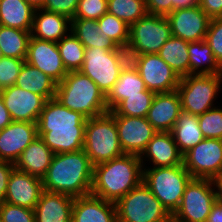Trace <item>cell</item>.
<instances>
[{
    "instance_id": "obj_48",
    "label": "cell",
    "mask_w": 222,
    "mask_h": 222,
    "mask_svg": "<svg viewBox=\"0 0 222 222\" xmlns=\"http://www.w3.org/2000/svg\"><path fill=\"white\" fill-rule=\"evenodd\" d=\"M207 222H222V203L216 201L212 206Z\"/></svg>"
},
{
    "instance_id": "obj_19",
    "label": "cell",
    "mask_w": 222,
    "mask_h": 222,
    "mask_svg": "<svg viewBox=\"0 0 222 222\" xmlns=\"http://www.w3.org/2000/svg\"><path fill=\"white\" fill-rule=\"evenodd\" d=\"M140 161L142 167H145L146 161H149L150 165L152 163V168L173 167L183 164V154L179 151L171 132L159 131L148 142L140 155Z\"/></svg>"
},
{
    "instance_id": "obj_32",
    "label": "cell",
    "mask_w": 222,
    "mask_h": 222,
    "mask_svg": "<svg viewBox=\"0 0 222 222\" xmlns=\"http://www.w3.org/2000/svg\"><path fill=\"white\" fill-rule=\"evenodd\" d=\"M71 33H73L85 48L96 47L109 51L118 48L110 39H105V36H101L96 20L72 19Z\"/></svg>"
},
{
    "instance_id": "obj_30",
    "label": "cell",
    "mask_w": 222,
    "mask_h": 222,
    "mask_svg": "<svg viewBox=\"0 0 222 222\" xmlns=\"http://www.w3.org/2000/svg\"><path fill=\"white\" fill-rule=\"evenodd\" d=\"M171 133L182 154H185L204 139L198 116L184 111L181 112L176 120Z\"/></svg>"
},
{
    "instance_id": "obj_47",
    "label": "cell",
    "mask_w": 222,
    "mask_h": 222,
    "mask_svg": "<svg viewBox=\"0 0 222 222\" xmlns=\"http://www.w3.org/2000/svg\"><path fill=\"white\" fill-rule=\"evenodd\" d=\"M199 6L210 19L222 17V0H200Z\"/></svg>"
},
{
    "instance_id": "obj_25",
    "label": "cell",
    "mask_w": 222,
    "mask_h": 222,
    "mask_svg": "<svg viewBox=\"0 0 222 222\" xmlns=\"http://www.w3.org/2000/svg\"><path fill=\"white\" fill-rule=\"evenodd\" d=\"M54 152L37 136L14 163L17 170L42 179L50 166Z\"/></svg>"
},
{
    "instance_id": "obj_54",
    "label": "cell",
    "mask_w": 222,
    "mask_h": 222,
    "mask_svg": "<svg viewBox=\"0 0 222 222\" xmlns=\"http://www.w3.org/2000/svg\"><path fill=\"white\" fill-rule=\"evenodd\" d=\"M4 56H3V53H2V51L0 50V60L3 58Z\"/></svg>"
},
{
    "instance_id": "obj_26",
    "label": "cell",
    "mask_w": 222,
    "mask_h": 222,
    "mask_svg": "<svg viewBox=\"0 0 222 222\" xmlns=\"http://www.w3.org/2000/svg\"><path fill=\"white\" fill-rule=\"evenodd\" d=\"M87 118L63 106L56 98L47 100L37 121V128L86 126Z\"/></svg>"
},
{
    "instance_id": "obj_28",
    "label": "cell",
    "mask_w": 222,
    "mask_h": 222,
    "mask_svg": "<svg viewBox=\"0 0 222 222\" xmlns=\"http://www.w3.org/2000/svg\"><path fill=\"white\" fill-rule=\"evenodd\" d=\"M35 10L26 0H0V25L31 32Z\"/></svg>"
},
{
    "instance_id": "obj_17",
    "label": "cell",
    "mask_w": 222,
    "mask_h": 222,
    "mask_svg": "<svg viewBox=\"0 0 222 222\" xmlns=\"http://www.w3.org/2000/svg\"><path fill=\"white\" fill-rule=\"evenodd\" d=\"M37 136V123L12 121L0 130V160L15 163Z\"/></svg>"
},
{
    "instance_id": "obj_42",
    "label": "cell",
    "mask_w": 222,
    "mask_h": 222,
    "mask_svg": "<svg viewBox=\"0 0 222 222\" xmlns=\"http://www.w3.org/2000/svg\"><path fill=\"white\" fill-rule=\"evenodd\" d=\"M25 60L3 57L0 60V86L3 88L15 85Z\"/></svg>"
},
{
    "instance_id": "obj_8",
    "label": "cell",
    "mask_w": 222,
    "mask_h": 222,
    "mask_svg": "<svg viewBox=\"0 0 222 222\" xmlns=\"http://www.w3.org/2000/svg\"><path fill=\"white\" fill-rule=\"evenodd\" d=\"M221 85L222 74L181 77L177 91L182 111L198 116L216 107L213 103L221 91Z\"/></svg>"
},
{
    "instance_id": "obj_33",
    "label": "cell",
    "mask_w": 222,
    "mask_h": 222,
    "mask_svg": "<svg viewBox=\"0 0 222 222\" xmlns=\"http://www.w3.org/2000/svg\"><path fill=\"white\" fill-rule=\"evenodd\" d=\"M189 42L181 38L171 36L160 48L158 55L181 78L189 75Z\"/></svg>"
},
{
    "instance_id": "obj_40",
    "label": "cell",
    "mask_w": 222,
    "mask_h": 222,
    "mask_svg": "<svg viewBox=\"0 0 222 222\" xmlns=\"http://www.w3.org/2000/svg\"><path fill=\"white\" fill-rule=\"evenodd\" d=\"M108 12V0H79L73 19L98 20Z\"/></svg>"
},
{
    "instance_id": "obj_7",
    "label": "cell",
    "mask_w": 222,
    "mask_h": 222,
    "mask_svg": "<svg viewBox=\"0 0 222 222\" xmlns=\"http://www.w3.org/2000/svg\"><path fill=\"white\" fill-rule=\"evenodd\" d=\"M115 206L118 222H166L171 217L143 181Z\"/></svg>"
},
{
    "instance_id": "obj_43",
    "label": "cell",
    "mask_w": 222,
    "mask_h": 222,
    "mask_svg": "<svg viewBox=\"0 0 222 222\" xmlns=\"http://www.w3.org/2000/svg\"><path fill=\"white\" fill-rule=\"evenodd\" d=\"M205 41L212 49L215 60L222 67V17L211 19Z\"/></svg>"
},
{
    "instance_id": "obj_46",
    "label": "cell",
    "mask_w": 222,
    "mask_h": 222,
    "mask_svg": "<svg viewBox=\"0 0 222 222\" xmlns=\"http://www.w3.org/2000/svg\"><path fill=\"white\" fill-rule=\"evenodd\" d=\"M14 168V163L0 160V203L5 200L9 176Z\"/></svg>"
},
{
    "instance_id": "obj_12",
    "label": "cell",
    "mask_w": 222,
    "mask_h": 222,
    "mask_svg": "<svg viewBox=\"0 0 222 222\" xmlns=\"http://www.w3.org/2000/svg\"><path fill=\"white\" fill-rule=\"evenodd\" d=\"M183 165L193 178L211 180L222 171V140L204 138L183 154Z\"/></svg>"
},
{
    "instance_id": "obj_35",
    "label": "cell",
    "mask_w": 222,
    "mask_h": 222,
    "mask_svg": "<svg viewBox=\"0 0 222 222\" xmlns=\"http://www.w3.org/2000/svg\"><path fill=\"white\" fill-rule=\"evenodd\" d=\"M101 36L110 39L117 47L126 50L129 43L130 26L116 16L104 14L97 20Z\"/></svg>"
},
{
    "instance_id": "obj_18",
    "label": "cell",
    "mask_w": 222,
    "mask_h": 222,
    "mask_svg": "<svg viewBox=\"0 0 222 222\" xmlns=\"http://www.w3.org/2000/svg\"><path fill=\"white\" fill-rule=\"evenodd\" d=\"M42 192V179L14 168L9 176L4 202L34 209Z\"/></svg>"
},
{
    "instance_id": "obj_41",
    "label": "cell",
    "mask_w": 222,
    "mask_h": 222,
    "mask_svg": "<svg viewBox=\"0 0 222 222\" xmlns=\"http://www.w3.org/2000/svg\"><path fill=\"white\" fill-rule=\"evenodd\" d=\"M0 220L2 222H35L33 209L9 204L0 203Z\"/></svg>"
},
{
    "instance_id": "obj_20",
    "label": "cell",
    "mask_w": 222,
    "mask_h": 222,
    "mask_svg": "<svg viewBox=\"0 0 222 222\" xmlns=\"http://www.w3.org/2000/svg\"><path fill=\"white\" fill-rule=\"evenodd\" d=\"M181 112V99L177 90L156 93L146 118L158 132H171Z\"/></svg>"
},
{
    "instance_id": "obj_49",
    "label": "cell",
    "mask_w": 222,
    "mask_h": 222,
    "mask_svg": "<svg viewBox=\"0 0 222 222\" xmlns=\"http://www.w3.org/2000/svg\"><path fill=\"white\" fill-rule=\"evenodd\" d=\"M12 122L9 111L4 105V102L0 96V130L4 129Z\"/></svg>"
},
{
    "instance_id": "obj_11",
    "label": "cell",
    "mask_w": 222,
    "mask_h": 222,
    "mask_svg": "<svg viewBox=\"0 0 222 222\" xmlns=\"http://www.w3.org/2000/svg\"><path fill=\"white\" fill-rule=\"evenodd\" d=\"M129 61L138 70L147 90L155 94L177 90L181 78L158 54L129 56Z\"/></svg>"
},
{
    "instance_id": "obj_55",
    "label": "cell",
    "mask_w": 222,
    "mask_h": 222,
    "mask_svg": "<svg viewBox=\"0 0 222 222\" xmlns=\"http://www.w3.org/2000/svg\"><path fill=\"white\" fill-rule=\"evenodd\" d=\"M1 93H2V87L0 86V96H1Z\"/></svg>"
},
{
    "instance_id": "obj_1",
    "label": "cell",
    "mask_w": 222,
    "mask_h": 222,
    "mask_svg": "<svg viewBox=\"0 0 222 222\" xmlns=\"http://www.w3.org/2000/svg\"><path fill=\"white\" fill-rule=\"evenodd\" d=\"M94 165L84 150L54 154L45 176L43 190L73 198L91 193Z\"/></svg>"
},
{
    "instance_id": "obj_14",
    "label": "cell",
    "mask_w": 222,
    "mask_h": 222,
    "mask_svg": "<svg viewBox=\"0 0 222 222\" xmlns=\"http://www.w3.org/2000/svg\"><path fill=\"white\" fill-rule=\"evenodd\" d=\"M1 98L12 121L37 123L46 99L16 85L2 89Z\"/></svg>"
},
{
    "instance_id": "obj_31",
    "label": "cell",
    "mask_w": 222,
    "mask_h": 222,
    "mask_svg": "<svg viewBox=\"0 0 222 222\" xmlns=\"http://www.w3.org/2000/svg\"><path fill=\"white\" fill-rule=\"evenodd\" d=\"M189 75L222 74V67L215 60L212 49L204 40L189 42Z\"/></svg>"
},
{
    "instance_id": "obj_38",
    "label": "cell",
    "mask_w": 222,
    "mask_h": 222,
    "mask_svg": "<svg viewBox=\"0 0 222 222\" xmlns=\"http://www.w3.org/2000/svg\"><path fill=\"white\" fill-rule=\"evenodd\" d=\"M154 95L146 89L141 95L127 96L111 112L114 115L147 117Z\"/></svg>"
},
{
    "instance_id": "obj_36",
    "label": "cell",
    "mask_w": 222,
    "mask_h": 222,
    "mask_svg": "<svg viewBox=\"0 0 222 222\" xmlns=\"http://www.w3.org/2000/svg\"><path fill=\"white\" fill-rule=\"evenodd\" d=\"M57 46L66 70L78 71L84 63L86 48L83 44L70 32L57 42Z\"/></svg>"
},
{
    "instance_id": "obj_39",
    "label": "cell",
    "mask_w": 222,
    "mask_h": 222,
    "mask_svg": "<svg viewBox=\"0 0 222 222\" xmlns=\"http://www.w3.org/2000/svg\"><path fill=\"white\" fill-rule=\"evenodd\" d=\"M199 126L204 138L222 140V107L216 106L198 115Z\"/></svg>"
},
{
    "instance_id": "obj_10",
    "label": "cell",
    "mask_w": 222,
    "mask_h": 222,
    "mask_svg": "<svg viewBox=\"0 0 222 222\" xmlns=\"http://www.w3.org/2000/svg\"><path fill=\"white\" fill-rule=\"evenodd\" d=\"M216 201L212 180L192 178L172 217L179 222H207Z\"/></svg>"
},
{
    "instance_id": "obj_23",
    "label": "cell",
    "mask_w": 222,
    "mask_h": 222,
    "mask_svg": "<svg viewBox=\"0 0 222 222\" xmlns=\"http://www.w3.org/2000/svg\"><path fill=\"white\" fill-rule=\"evenodd\" d=\"M85 127L37 128L38 136L55 153H68L83 150Z\"/></svg>"
},
{
    "instance_id": "obj_24",
    "label": "cell",
    "mask_w": 222,
    "mask_h": 222,
    "mask_svg": "<svg viewBox=\"0 0 222 222\" xmlns=\"http://www.w3.org/2000/svg\"><path fill=\"white\" fill-rule=\"evenodd\" d=\"M70 32L71 19L42 8L35 10L31 37L57 43Z\"/></svg>"
},
{
    "instance_id": "obj_4",
    "label": "cell",
    "mask_w": 222,
    "mask_h": 222,
    "mask_svg": "<svg viewBox=\"0 0 222 222\" xmlns=\"http://www.w3.org/2000/svg\"><path fill=\"white\" fill-rule=\"evenodd\" d=\"M193 177L184 165L173 167H143V183L172 216L180 206L186 186Z\"/></svg>"
},
{
    "instance_id": "obj_37",
    "label": "cell",
    "mask_w": 222,
    "mask_h": 222,
    "mask_svg": "<svg viewBox=\"0 0 222 222\" xmlns=\"http://www.w3.org/2000/svg\"><path fill=\"white\" fill-rule=\"evenodd\" d=\"M108 13L131 26L148 12L145 0H108Z\"/></svg>"
},
{
    "instance_id": "obj_53",
    "label": "cell",
    "mask_w": 222,
    "mask_h": 222,
    "mask_svg": "<svg viewBox=\"0 0 222 222\" xmlns=\"http://www.w3.org/2000/svg\"><path fill=\"white\" fill-rule=\"evenodd\" d=\"M166 222H179L176 219H174L172 216L166 221Z\"/></svg>"
},
{
    "instance_id": "obj_27",
    "label": "cell",
    "mask_w": 222,
    "mask_h": 222,
    "mask_svg": "<svg viewBox=\"0 0 222 222\" xmlns=\"http://www.w3.org/2000/svg\"><path fill=\"white\" fill-rule=\"evenodd\" d=\"M146 87L138 70L129 61L120 71L119 79L106 96L107 108L112 111L127 96L141 95Z\"/></svg>"
},
{
    "instance_id": "obj_13",
    "label": "cell",
    "mask_w": 222,
    "mask_h": 222,
    "mask_svg": "<svg viewBox=\"0 0 222 222\" xmlns=\"http://www.w3.org/2000/svg\"><path fill=\"white\" fill-rule=\"evenodd\" d=\"M115 124L124 154L140 156L158 132L146 117L115 115Z\"/></svg>"
},
{
    "instance_id": "obj_22",
    "label": "cell",
    "mask_w": 222,
    "mask_h": 222,
    "mask_svg": "<svg viewBox=\"0 0 222 222\" xmlns=\"http://www.w3.org/2000/svg\"><path fill=\"white\" fill-rule=\"evenodd\" d=\"M74 198L43 190L34 210L35 222H71Z\"/></svg>"
},
{
    "instance_id": "obj_21",
    "label": "cell",
    "mask_w": 222,
    "mask_h": 222,
    "mask_svg": "<svg viewBox=\"0 0 222 222\" xmlns=\"http://www.w3.org/2000/svg\"><path fill=\"white\" fill-rule=\"evenodd\" d=\"M71 222H118L115 203L92 194L74 198Z\"/></svg>"
},
{
    "instance_id": "obj_52",
    "label": "cell",
    "mask_w": 222,
    "mask_h": 222,
    "mask_svg": "<svg viewBox=\"0 0 222 222\" xmlns=\"http://www.w3.org/2000/svg\"><path fill=\"white\" fill-rule=\"evenodd\" d=\"M26 1L35 9L42 8L45 3V0H26Z\"/></svg>"
},
{
    "instance_id": "obj_29",
    "label": "cell",
    "mask_w": 222,
    "mask_h": 222,
    "mask_svg": "<svg viewBox=\"0 0 222 222\" xmlns=\"http://www.w3.org/2000/svg\"><path fill=\"white\" fill-rule=\"evenodd\" d=\"M15 85L41 95L46 100L54 99L56 95L57 83L27 62L22 66Z\"/></svg>"
},
{
    "instance_id": "obj_15",
    "label": "cell",
    "mask_w": 222,
    "mask_h": 222,
    "mask_svg": "<svg viewBox=\"0 0 222 222\" xmlns=\"http://www.w3.org/2000/svg\"><path fill=\"white\" fill-rule=\"evenodd\" d=\"M25 62L48 75L57 84L68 74L56 42L30 37Z\"/></svg>"
},
{
    "instance_id": "obj_5",
    "label": "cell",
    "mask_w": 222,
    "mask_h": 222,
    "mask_svg": "<svg viewBox=\"0 0 222 222\" xmlns=\"http://www.w3.org/2000/svg\"><path fill=\"white\" fill-rule=\"evenodd\" d=\"M83 150L93 165L124 154L118 138L115 115L111 111L87 119Z\"/></svg>"
},
{
    "instance_id": "obj_6",
    "label": "cell",
    "mask_w": 222,
    "mask_h": 222,
    "mask_svg": "<svg viewBox=\"0 0 222 222\" xmlns=\"http://www.w3.org/2000/svg\"><path fill=\"white\" fill-rule=\"evenodd\" d=\"M128 62V53L123 48L118 47L110 51L96 47L86 48L84 63L79 71L96 83L107 96L119 79L120 71Z\"/></svg>"
},
{
    "instance_id": "obj_34",
    "label": "cell",
    "mask_w": 222,
    "mask_h": 222,
    "mask_svg": "<svg viewBox=\"0 0 222 222\" xmlns=\"http://www.w3.org/2000/svg\"><path fill=\"white\" fill-rule=\"evenodd\" d=\"M31 32L0 25V50L4 57L25 60Z\"/></svg>"
},
{
    "instance_id": "obj_45",
    "label": "cell",
    "mask_w": 222,
    "mask_h": 222,
    "mask_svg": "<svg viewBox=\"0 0 222 222\" xmlns=\"http://www.w3.org/2000/svg\"><path fill=\"white\" fill-rule=\"evenodd\" d=\"M147 12L167 16L173 12V0H145Z\"/></svg>"
},
{
    "instance_id": "obj_50",
    "label": "cell",
    "mask_w": 222,
    "mask_h": 222,
    "mask_svg": "<svg viewBox=\"0 0 222 222\" xmlns=\"http://www.w3.org/2000/svg\"><path fill=\"white\" fill-rule=\"evenodd\" d=\"M200 5V0H173V11L189 9Z\"/></svg>"
},
{
    "instance_id": "obj_3",
    "label": "cell",
    "mask_w": 222,
    "mask_h": 222,
    "mask_svg": "<svg viewBox=\"0 0 222 222\" xmlns=\"http://www.w3.org/2000/svg\"><path fill=\"white\" fill-rule=\"evenodd\" d=\"M55 98L70 110L93 118L107 113L106 96L87 75L69 71L56 86Z\"/></svg>"
},
{
    "instance_id": "obj_44",
    "label": "cell",
    "mask_w": 222,
    "mask_h": 222,
    "mask_svg": "<svg viewBox=\"0 0 222 222\" xmlns=\"http://www.w3.org/2000/svg\"><path fill=\"white\" fill-rule=\"evenodd\" d=\"M79 0H45L42 9L73 19Z\"/></svg>"
},
{
    "instance_id": "obj_16",
    "label": "cell",
    "mask_w": 222,
    "mask_h": 222,
    "mask_svg": "<svg viewBox=\"0 0 222 222\" xmlns=\"http://www.w3.org/2000/svg\"><path fill=\"white\" fill-rule=\"evenodd\" d=\"M166 18L169 21L172 36L187 42L204 40L211 21L200 6L175 10Z\"/></svg>"
},
{
    "instance_id": "obj_2",
    "label": "cell",
    "mask_w": 222,
    "mask_h": 222,
    "mask_svg": "<svg viewBox=\"0 0 222 222\" xmlns=\"http://www.w3.org/2000/svg\"><path fill=\"white\" fill-rule=\"evenodd\" d=\"M143 179L140 156L123 154L94 165L92 195L116 203Z\"/></svg>"
},
{
    "instance_id": "obj_9",
    "label": "cell",
    "mask_w": 222,
    "mask_h": 222,
    "mask_svg": "<svg viewBox=\"0 0 222 222\" xmlns=\"http://www.w3.org/2000/svg\"><path fill=\"white\" fill-rule=\"evenodd\" d=\"M172 36L166 16L147 13L130 26L128 56L158 54L160 48Z\"/></svg>"
},
{
    "instance_id": "obj_51",
    "label": "cell",
    "mask_w": 222,
    "mask_h": 222,
    "mask_svg": "<svg viewBox=\"0 0 222 222\" xmlns=\"http://www.w3.org/2000/svg\"><path fill=\"white\" fill-rule=\"evenodd\" d=\"M216 199L218 201L222 200V171L215 175L212 179Z\"/></svg>"
}]
</instances>
